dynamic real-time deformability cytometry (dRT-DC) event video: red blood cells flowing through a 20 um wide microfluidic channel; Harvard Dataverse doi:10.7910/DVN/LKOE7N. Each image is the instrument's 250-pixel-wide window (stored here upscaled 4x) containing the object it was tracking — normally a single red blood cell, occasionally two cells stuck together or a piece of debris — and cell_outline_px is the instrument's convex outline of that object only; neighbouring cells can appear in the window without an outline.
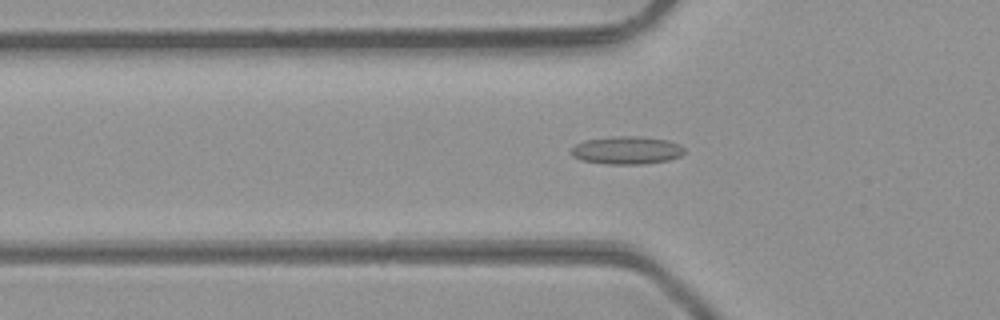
{"species": "common noctule bat (a hibernating species)", "species_latin": "Nyctalus noctula", "temperature_condition": "room temperature", "stored_images_in_passage": 48, "camera_frame_rate_fps": 3000, "um_per_image_px": 0.085, "animal": {"sex": "male", "body_mass_g": 23.1, "forearm_length_mm": 52.7}, "frame": {"image": 1, "passage_image": 16, "time_ms": 5.0, "image_size_px": [1000, 320], "cell_outline_px": [[684, 152], [680, 156], [668, 160], [644, 164], [604, 164], [580, 160], [572, 156], [572, 148], [576, 144], [584, 140], [620, 136], [640, 136], [668, 140], [680, 144], [684, 148]], "centroid_in_image_um": [53.28, 12.78], "position_along_channel_um": 72.5, "area_um2": 18.44}}
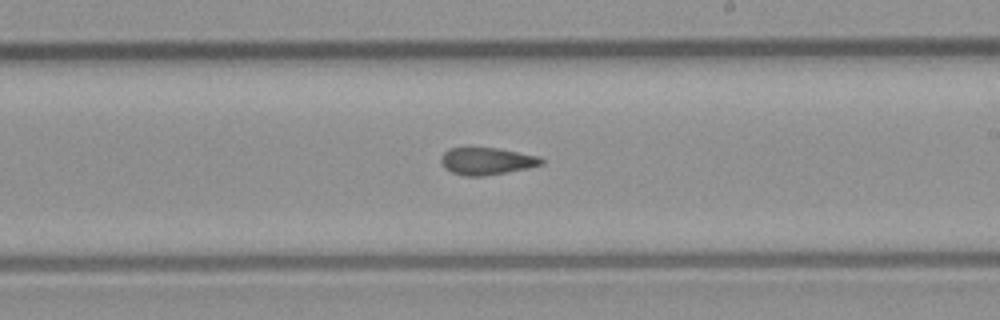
{"frame": {"image": 2, "passage_image": 28, "time_ms": 9.0, "image_size_px": [1000, 320], "cell_outline_px": [[544, 164], [528, 168], [508, 172], [484, 176], [464, 176], [452, 172], [444, 168], [440, 160], [440, 156], [448, 148], [496, 148], [540, 156], [544, 160]], "centroid_in_image_um": [41.37, 13.7], "position_along_channel_um": 247.6, "area_um2": 16.01}}
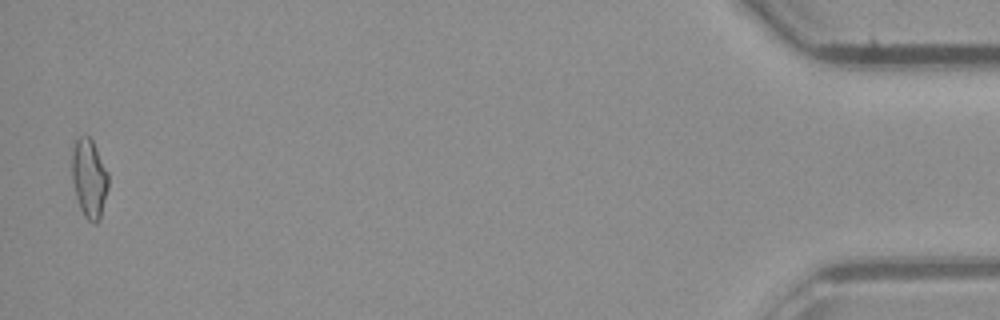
{"frame": {"image": 3, "passage_image": 47, "time_ms": 15.333, "image_size_px": [1000, 320], "cell_outline_px": [[108, 188], [100, 216], [96, 224], [92, 224], [84, 216], [80, 208], [76, 196], [72, 180], [72, 152], [76, 140], [80, 136], [88, 136], [92, 140], [108, 172]], "centroid_in_image_um": [7.58, 15.17], "position_along_channel_um": 427.6, "area_um2": 16.53}, "authors_computed_cell_mechanics": {"area_um2": 16.473, "velocity_mm_per_s": 4.3496, "shape_relaxation_time_tau1_ms": null, "shape_relaxation_time_tau2_ms": 2.4745, "deformation_change_tau1": null, "deformation_change_tau2": 0.1161}}